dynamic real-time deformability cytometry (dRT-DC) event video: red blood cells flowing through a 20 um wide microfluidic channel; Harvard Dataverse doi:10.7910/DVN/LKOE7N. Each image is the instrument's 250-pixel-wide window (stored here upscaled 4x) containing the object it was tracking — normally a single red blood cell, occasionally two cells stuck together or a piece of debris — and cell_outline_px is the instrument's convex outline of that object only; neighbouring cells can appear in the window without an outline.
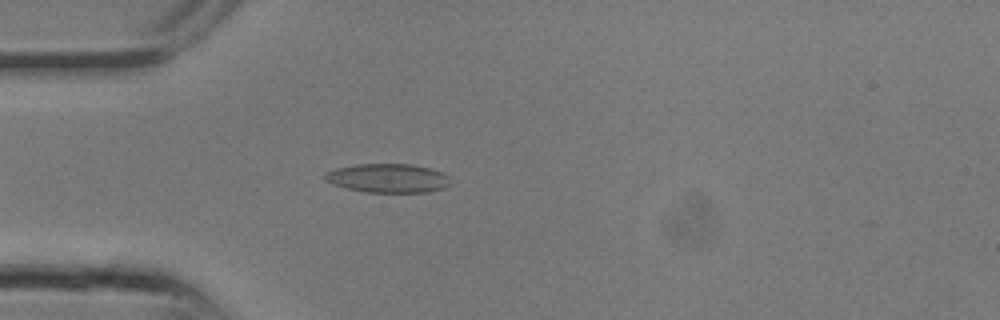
{"species": "common noctule bat (a hibernating species)", "species_latin": "Nyctalus noctula", "temperature_condition": "room temperature", "stored_images_in_passage": 8, "camera_frame_rate_fps": 3000, "um_per_image_px": 0.085, "animal": {"sex": "male", "body_mass_g": 13.3}, "frame": {"image": 1, "passage_image": 6, "time_ms": 1.667, "image_size_px": [1000, 320], "cell_outline_px": [[452, 184], [444, 188], [428, 192], [364, 192], [332, 184], [324, 180], [324, 172], [336, 168], [356, 164], [412, 164], [432, 168], [444, 172], [448, 176]], "centroid_in_image_um": [33.0, 15.14], "position_along_channel_um": 52.0, "area_um2": 21.44}}
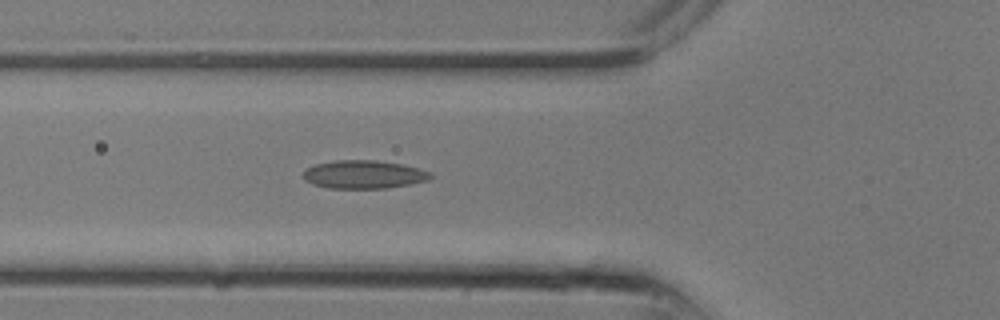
{"frame": {"image": 2, "passage_image": 8, "time_ms": 2.333, "image_size_px": [1000, 320], "cell_outline_px": [[432, 176], [428, 180], [408, 184], [384, 188], [328, 188], [312, 184], [304, 180], [304, 172], [308, 168], [316, 164], [332, 160], [376, 160], [400, 164], [432, 172]], "centroid_in_image_um": [30.89, 14.82], "position_along_channel_um": 94.9, "area_um2": 20.75}}